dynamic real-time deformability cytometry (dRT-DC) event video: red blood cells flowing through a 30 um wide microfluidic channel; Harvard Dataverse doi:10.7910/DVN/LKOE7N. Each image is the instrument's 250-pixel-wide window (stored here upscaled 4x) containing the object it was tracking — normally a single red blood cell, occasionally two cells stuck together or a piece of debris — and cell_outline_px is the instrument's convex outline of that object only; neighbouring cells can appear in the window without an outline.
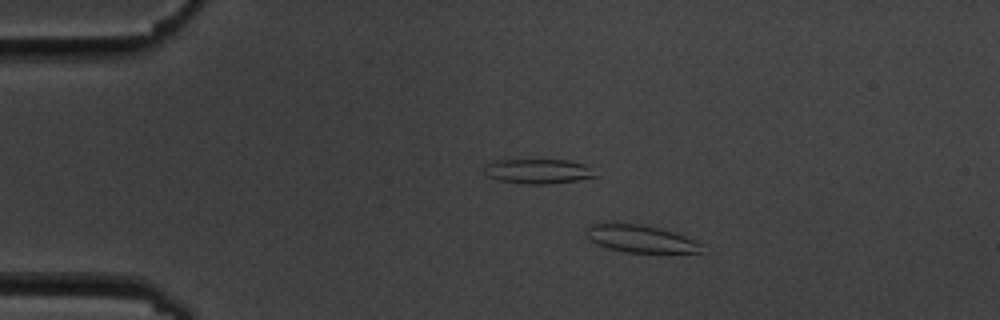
{"species": "common noctule bat (a hibernating species)", "species_latin": "Nyctalus noctula", "temperature_condition": "cold", "stored_images_in_passage": 7, "camera_frame_rate_fps": 3000, "um_per_image_px": 0.085, "animal": {"sex": "male", "body_mass_g": 19.5, "forearm_length_mm": 54.6}, "frame": {"image": 1, "passage_image": 3, "time_ms": 2.333, "image_size_px": [1000, 320], "cell_outline_px": [[704, 244], [700, 252], [624, 252], [608, 248], [596, 244], [588, 240], [584, 236], [584, 228], [588, 224], [640, 224], [660, 228], [684, 236]], "centroid_in_image_um": [54.36, 20.29], "position_along_channel_um": 30.6, "area_um2": 18.38}}
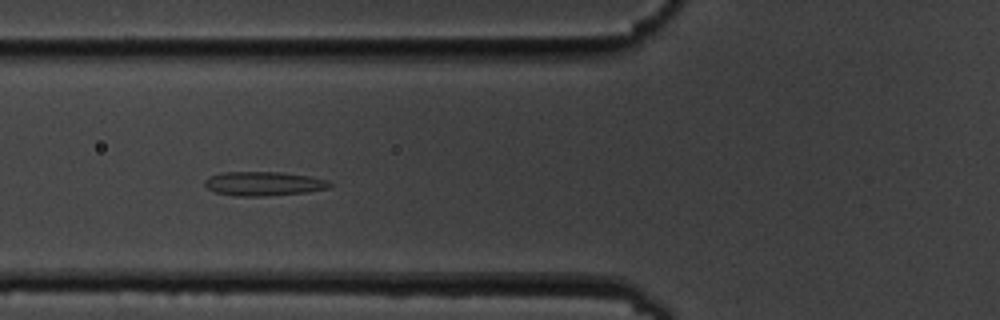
{"frame": {"image": 2, "passage_image": 6, "time_ms": 6.0, "image_size_px": [1000, 320], "cell_outline_px": [[332, 184], [328, 188], [308, 192], [264, 196], [236, 196], [216, 192], [208, 188], [204, 184], [204, 180], [208, 176], [220, 172], [280, 172], [308, 176], [328, 180]], "centroid_in_image_um": [22.38, 15.6], "position_along_channel_um": 103.4, "area_um2": 17.57}}
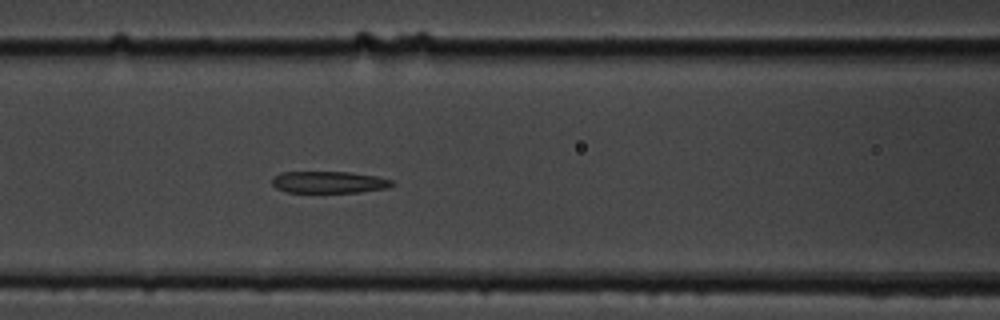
{"frame": {"image": 3, "passage_image": 7, "time_ms": 7.0, "image_size_px": [1000, 320], "cell_outline_px": [[396, 184], [388, 188], [360, 192], [284, 192], [276, 188], [272, 184], [272, 176], [280, 172], [348, 172], [376, 176], [392, 180]], "centroid_in_image_um": [27.94, 15.48], "position_along_channel_um": 138.7, "area_um2": 15.37}}